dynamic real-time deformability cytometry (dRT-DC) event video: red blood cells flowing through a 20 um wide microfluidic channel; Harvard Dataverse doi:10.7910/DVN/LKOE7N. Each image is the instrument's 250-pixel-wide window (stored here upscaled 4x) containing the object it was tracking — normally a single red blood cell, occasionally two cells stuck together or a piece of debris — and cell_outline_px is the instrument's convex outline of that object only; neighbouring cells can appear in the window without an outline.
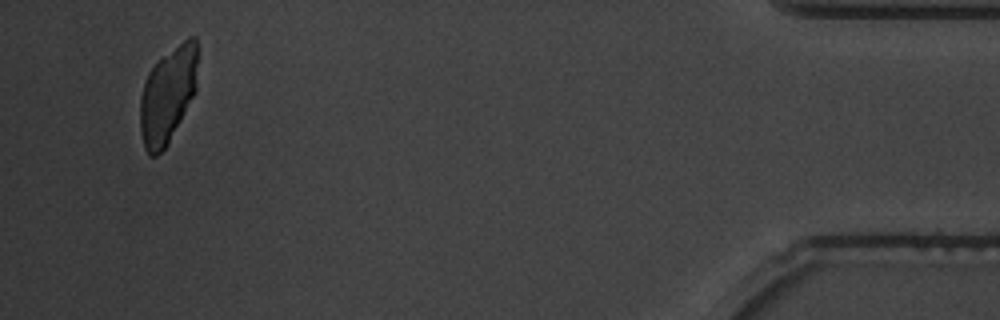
{"species": "common noctule bat (a hibernating species)", "species_latin": "Nyctalus noctula", "temperature_condition": "warm", "stored_images_in_passage": 48, "camera_frame_rate_fps": 3000, "um_per_image_px": 0.085, "animal": {"sex": "male", "body_mass_g": 19.5, "forearm_length_mm": 54.6}, "frame": {"image": 1, "passage_image": 46, "time_ms": 15.0, "image_size_px": [1000, 320], "cell_outline_px": [[196, 92], [168, 144], [156, 156], [148, 156], [144, 148], [140, 128], [140, 96], [148, 72], [164, 56], [188, 36], [196, 36]], "centroid_in_image_um": [14.25, 8.12], "position_along_channel_um": 421.0, "area_um2": 31.96}}